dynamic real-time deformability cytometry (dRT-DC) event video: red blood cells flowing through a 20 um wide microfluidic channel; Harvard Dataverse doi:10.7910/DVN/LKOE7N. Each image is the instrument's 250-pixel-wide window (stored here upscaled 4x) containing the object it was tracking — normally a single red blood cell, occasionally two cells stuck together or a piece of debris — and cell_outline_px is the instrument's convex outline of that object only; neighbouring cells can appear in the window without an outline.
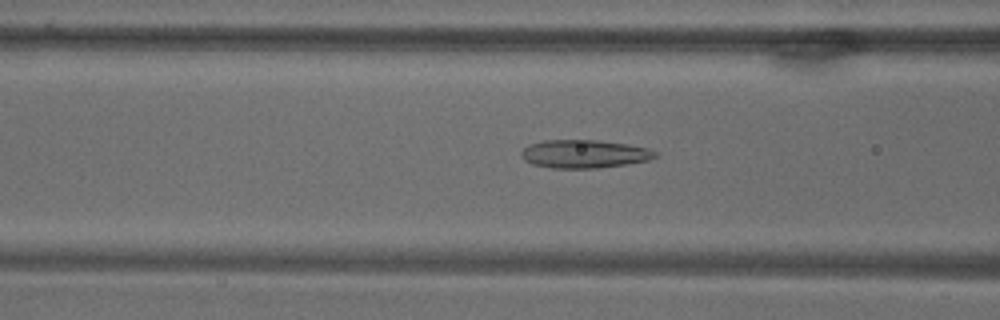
{"species": "common noctule bat (a hibernating species)", "species_latin": "Nyctalus noctula", "temperature_condition": "warm", "stored_images_in_passage": 55, "camera_frame_rate_fps": 3000, "um_per_image_px": 0.085, "animal": {"sex": "male", "body_mass_g": 18.8}, "frame": {"image": 1, "passage_image": 29, "time_ms": 9.333, "image_size_px": [1000, 320], "cell_outline_px": [[656, 156], [648, 160], [624, 164], [596, 168], [552, 168], [532, 164], [524, 160], [520, 156], [520, 152], [528, 144], [544, 140], [596, 140], [628, 144], [648, 148], [656, 152]], "centroid_in_image_um": [49.6, 13.08], "position_along_channel_um": 117.0, "area_um2": 21.96}}
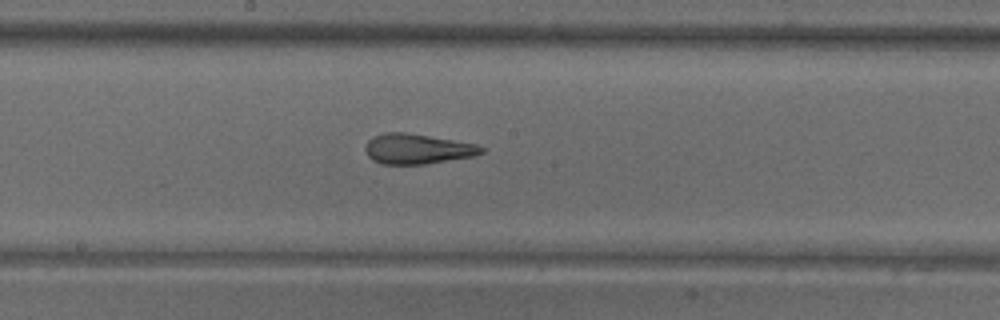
{"frame": {"image": 2, "passage_image": 39, "time_ms": 12.667, "image_size_px": [1000, 320], "cell_outline_px": [[484, 152], [472, 156], [424, 164], [380, 164], [372, 160], [368, 156], [364, 148], [368, 140], [372, 136], [384, 132], [404, 132], [476, 144], [484, 148]], "centroid_in_image_um": [35.4, 12.65], "position_along_channel_um": 212.8, "area_um2": 20.23}}
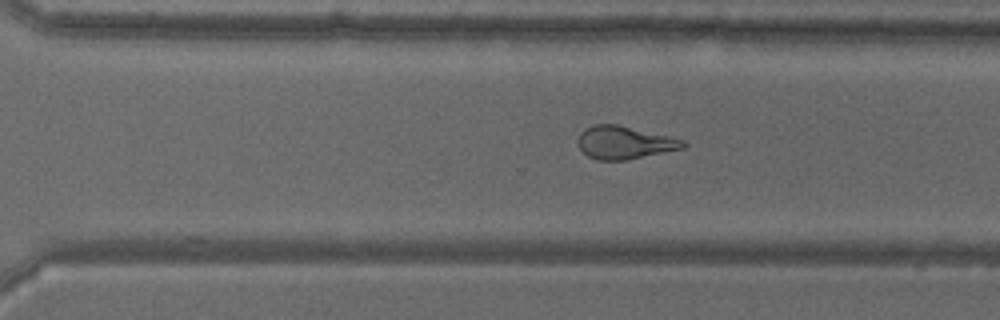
{"frame": {"image": 3, "passage_image": 50, "time_ms": 16.333, "image_size_px": [1000, 320], "cell_outline_px": [[688, 144], [684, 148], [624, 160], [596, 160], [588, 156], [580, 148], [576, 140], [580, 132], [584, 128], [592, 124], [616, 124], [668, 136], [684, 140]], "centroid_in_image_um": [53.03, 12.11], "position_along_channel_um": 317.6, "area_um2": 20.06}}